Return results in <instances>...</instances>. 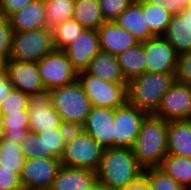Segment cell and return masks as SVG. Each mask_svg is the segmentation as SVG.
Instances as JSON below:
<instances>
[{
  "mask_svg": "<svg viewBox=\"0 0 191 190\" xmlns=\"http://www.w3.org/2000/svg\"><path fill=\"white\" fill-rule=\"evenodd\" d=\"M144 174L131 148H104L98 170L97 182L108 190H120Z\"/></svg>",
  "mask_w": 191,
  "mask_h": 190,
  "instance_id": "cell-1",
  "label": "cell"
},
{
  "mask_svg": "<svg viewBox=\"0 0 191 190\" xmlns=\"http://www.w3.org/2000/svg\"><path fill=\"white\" fill-rule=\"evenodd\" d=\"M168 121L148 114L141 125L132 151L138 163L144 168L158 167L168 154Z\"/></svg>",
  "mask_w": 191,
  "mask_h": 190,
  "instance_id": "cell-2",
  "label": "cell"
},
{
  "mask_svg": "<svg viewBox=\"0 0 191 190\" xmlns=\"http://www.w3.org/2000/svg\"><path fill=\"white\" fill-rule=\"evenodd\" d=\"M175 81V74L145 72L127 83V101L148 114H154Z\"/></svg>",
  "mask_w": 191,
  "mask_h": 190,
  "instance_id": "cell-3",
  "label": "cell"
},
{
  "mask_svg": "<svg viewBox=\"0 0 191 190\" xmlns=\"http://www.w3.org/2000/svg\"><path fill=\"white\" fill-rule=\"evenodd\" d=\"M49 94L53 107L64 122L84 125L92 105L78 80L50 89Z\"/></svg>",
  "mask_w": 191,
  "mask_h": 190,
  "instance_id": "cell-4",
  "label": "cell"
},
{
  "mask_svg": "<svg viewBox=\"0 0 191 190\" xmlns=\"http://www.w3.org/2000/svg\"><path fill=\"white\" fill-rule=\"evenodd\" d=\"M54 49L52 29L13 32L9 59L37 63Z\"/></svg>",
  "mask_w": 191,
  "mask_h": 190,
  "instance_id": "cell-5",
  "label": "cell"
},
{
  "mask_svg": "<svg viewBox=\"0 0 191 190\" xmlns=\"http://www.w3.org/2000/svg\"><path fill=\"white\" fill-rule=\"evenodd\" d=\"M77 80L93 107L116 109L127 100V84L107 82L87 70L79 72Z\"/></svg>",
  "mask_w": 191,
  "mask_h": 190,
  "instance_id": "cell-6",
  "label": "cell"
},
{
  "mask_svg": "<svg viewBox=\"0 0 191 190\" xmlns=\"http://www.w3.org/2000/svg\"><path fill=\"white\" fill-rule=\"evenodd\" d=\"M103 150L104 148L93 137L83 131L65 145L60 165L96 172L100 166Z\"/></svg>",
  "mask_w": 191,
  "mask_h": 190,
  "instance_id": "cell-7",
  "label": "cell"
},
{
  "mask_svg": "<svg viewBox=\"0 0 191 190\" xmlns=\"http://www.w3.org/2000/svg\"><path fill=\"white\" fill-rule=\"evenodd\" d=\"M37 64L45 90L64 86L77 80L78 73L72 67L64 50L54 49Z\"/></svg>",
  "mask_w": 191,
  "mask_h": 190,
  "instance_id": "cell-8",
  "label": "cell"
},
{
  "mask_svg": "<svg viewBox=\"0 0 191 190\" xmlns=\"http://www.w3.org/2000/svg\"><path fill=\"white\" fill-rule=\"evenodd\" d=\"M147 115L127 100L114 109L113 147L132 148Z\"/></svg>",
  "mask_w": 191,
  "mask_h": 190,
  "instance_id": "cell-9",
  "label": "cell"
},
{
  "mask_svg": "<svg viewBox=\"0 0 191 190\" xmlns=\"http://www.w3.org/2000/svg\"><path fill=\"white\" fill-rule=\"evenodd\" d=\"M60 166V159L56 157L25 159L19 175L22 188H51Z\"/></svg>",
  "mask_w": 191,
  "mask_h": 190,
  "instance_id": "cell-10",
  "label": "cell"
},
{
  "mask_svg": "<svg viewBox=\"0 0 191 190\" xmlns=\"http://www.w3.org/2000/svg\"><path fill=\"white\" fill-rule=\"evenodd\" d=\"M154 115L168 122L191 120V85L175 81Z\"/></svg>",
  "mask_w": 191,
  "mask_h": 190,
  "instance_id": "cell-11",
  "label": "cell"
},
{
  "mask_svg": "<svg viewBox=\"0 0 191 190\" xmlns=\"http://www.w3.org/2000/svg\"><path fill=\"white\" fill-rule=\"evenodd\" d=\"M146 57V72L175 74L178 54L163 36L142 42Z\"/></svg>",
  "mask_w": 191,
  "mask_h": 190,
  "instance_id": "cell-12",
  "label": "cell"
},
{
  "mask_svg": "<svg viewBox=\"0 0 191 190\" xmlns=\"http://www.w3.org/2000/svg\"><path fill=\"white\" fill-rule=\"evenodd\" d=\"M28 111L29 129L33 133L59 128L63 122L61 116L56 112L51 103L49 90L30 95Z\"/></svg>",
  "mask_w": 191,
  "mask_h": 190,
  "instance_id": "cell-13",
  "label": "cell"
},
{
  "mask_svg": "<svg viewBox=\"0 0 191 190\" xmlns=\"http://www.w3.org/2000/svg\"><path fill=\"white\" fill-rule=\"evenodd\" d=\"M6 75L13 89L24 94L30 96L45 91L37 63L8 59Z\"/></svg>",
  "mask_w": 191,
  "mask_h": 190,
  "instance_id": "cell-14",
  "label": "cell"
},
{
  "mask_svg": "<svg viewBox=\"0 0 191 190\" xmlns=\"http://www.w3.org/2000/svg\"><path fill=\"white\" fill-rule=\"evenodd\" d=\"M64 51L77 73L86 71L90 62L100 51L97 30L85 29Z\"/></svg>",
  "mask_w": 191,
  "mask_h": 190,
  "instance_id": "cell-15",
  "label": "cell"
},
{
  "mask_svg": "<svg viewBox=\"0 0 191 190\" xmlns=\"http://www.w3.org/2000/svg\"><path fill=\"white\" fill-rule=\"evenodd\" d=\"M114 109L91 107L83 125L84 131L93 137L103 148L113 147Z\"/></svg>",
  "mask_w": 191,
  "mask_h": 190,
  "instance_id": "cell-16",
  "label": "cell"
},
{
  "mask_svg": "<svg viewBox=\"0 0 191 190\" xmlns=\"http://www.w3.org/2000/svg\"><path fill=\"white\" fill-rule=\"evenodd\" d=\"M100 50L114 55L124 52L139 42L126 29L120 27L114 21H105L97 29Z\"/></svg>",
  "mask_w": 191,
  "mask_h": 190,
  "instance_id": "cell-17",
  "label": "cell"
},
{
  "mask_svg": "<svg viewBox=\"0 0 191 190\" xmlns=\"http://www.w3.org/2000/svg\"><path fill=\"white\" fill-rule=\"evenodd\" d=\"M13 32L32 31L47 27L44 0L28 3L8 18Z\"/></svg>",
  "mask_w": 191,
  "mask_h": 190,
  "instance_id": "cell-18",
  "label": "cell"
},
{
  "mask_svg": "<svg viewBox=\"0 0 191 190\" xmlns=\"http://www.w3.org/2000/svg\"><path fill=\"white\" fill-rule=\"evenodd\" d=\"M96 181V172L93 170L60 166L51 189L89 190Z\"/></svg>",
  "mask_w": 191,
  "mask_h": 190,
  "instance_id": "cell-19",
  "label": "cell"
},
{
  "mask_svg": "<svg viewBox=\"0 0 191 190\" xmlns=\"http://www.w3.org/2000/svg\"><path fill=\"white\" fill-rule=\"evenodd\" d=\"M120 27L129 31L139 42L154 37L142 10V2L135 0L115 20Z\"/></svg>",
  "mask_w": 191,
  "mask_h": 190,
  "instance_id": "cell-20",
  "label": "cell"
},
{
  "mask_svg": "<svg viewBox=\"0 0 191 190\" xmlns=\"http://www.w3.org/2000/svg\"><path fill=\"white\" fill-rule=\"evenodd\" d=\"M168 153L191 158V120L168 122Z\"/></svg>",
  "mask_w": 191,
  "mask_h": 190,
  "instance_id": "cell-21",
  "label": "cell"
},
{
  "mask_svg": "<svg viewBox=\"0 0 191 190\" xmlns=\"http://www.w3.org/2000/svg\"><path fill=\"white\" fill-rule=\"evenodd\" d=\"M87 71L110 83H128L122 75L117 55L108 52L100 50L90 62Z\"/></svg>",
  "mask_w": 191,
  "mask_h": 190,
  "instance_id": "cell-22",
  "label": "cell"
},
{
  "mask_svg": "<svg viewBox=\"0 0 191 190\" xmlns=\"http://www.w3.org/2000/svg\"><path fill=\"white\" fill-rule=\"evenodd\" d=\"M117 59L127 82L146 72V57L142 43L121 52Z\"/></svg>",
  "mask_w": 191,
  "mask_h": 190,
  "instance_id": "cell-23",
  "label": "cell"
},
{
  "mask_svg": "<svg viewBox=\"0 0 191 190\" xmlns=\"http://www.w3.org/2000/svg\"><path fill=\"white\" fill-rule=\"evenodd\" d=\"M185 190H191V158L167 154L158 166Z\"/></svg>",
  "mask_w": 191,
  "mask_h": 190,
  "instance_id": "cell-24",
  "label": "cell"
},
{
  "mask_svg": "<svg viewBox=\"0 0 191 190\" xmlns=\"http://www.w3.org/2000/svg\"><path fill=\"white\" fill-rule=\"evenodd\" d=\"M1 115L4 127L3 138L20 144L30 131L28 109H22Z\"/></svg>",
  "mask_w": 191,
  "mask_h": 190,
  "instance_id": "cell-25",
  "label": "cell"
},
{
  "mask_svg": "<svg viewBox=\"0 0 191 190\" xmlns=\"http://www.w3.org/2000/svg\"><path fill=\"white\" fill-rule=\"evenodd\" d=\"M163 37L178 55L191 51V29L178 14L173 15Z\"/></svg>",
  "mask_w": 191,
  "mask_h": 190,
  "instance_id": "cell-26",
  "label": "cell"
},
{
  "mask_svg": "<svg viewBox=\"0 0 191 190\" xmlns=\"http://www.w3.org/2000/svg\"><path fill=\"white\" fill-rule=\"evenodd\" d=\"M73 19L85 29L93 30L105 22L98 0H74Z\"/></svg>",
  "mask_w": 191,
  "mask_h": 190,
  "instance_id": "cell-27",
  "label": "cell"
},
{
  "mask_svg": "<svg viewBox=\"0 0 191 190\" xmlns=\"http://www.w3.org/2000/svg\"><path fill=\"white\" fill-rule=\"evenodd\" d=\"M24 160L25 157L20 144L5 140L3 137L0 139V166L3 169L12 170L20 175Z\"/></svg>",
  "mask_w": 191,
  "mask_h": 190,
  "instance_id": "cell-28",
  "label": "cell"
},
{
  "mask_svg": "<svg viewBox=\"0 0 191 190\" xmlns=\"http://www.w3.org/2000/svg\"><path fill=\"white\" fill-rule=\"evenodd\" d=\"M144 17L155 36H163L173 17L162 5L142 3Z\"/></svg>",
  "mask_w": 191,
  "mask_h": 190,
  "instance_id": "cell-29",
  "label": "cell"
},
{
  "mask_svg": "<svg viewBox=\"0 0 191 190\" xmlns=\"http://www.w3.org/2000/svg\"><path fill=\"white\" fill-rule=\"evenodd\" d=\"M47 18V28L54 29L65 20L72 19L74 0H44Z\"/></svg>",
  "mask_w": 191,
  "mask_h": 190,
  "instance_id": "cell-30",
  "label": "cell"
},
{
  "mask_svg": "<svg viewBox=\"0 0 191 190\" xmlns=\"http://www.w3.org/2000/svg\"><path fill=\"white\" fill-rule=\"evenodd\" d=\"M84 30L85 28L73 18L58 24L52 29L55 49L64 50L73 43Z\"/></svg>",
  "mask_w": 191,
  "mask_h": 190,
  "instance_id": "cell-31",
  "label": "cell"
},
{
  "mask_svg": "<svg viewBox=\"0 0 191 190\" xmlns=\"http://www.w3.org/2000/svg\"><path fill=\"white\" fill-rule=\"evenodd\" d=\"M37 134L43 140L44 157H56L60 159L66 144L60 135L59 128L42 130Z\"/></svg>",
  "mask_w": 191,
  "mask_h": 190,
  "instance_id": "cell-32",
  "label": "cell"
},
{
  "mask_svg": "<svg viewBox=\"0 0 191 190\" xmlns=\"http://www.w3.org/2000/svg\"><path fill=\"white\" fill-rule=\"evenodd\" d=\"M148 181L152 185V190H185L171 176L165 174L158 167L144 169Z\"/></svg>",
  "mask_w": 191,
  "mask_h": 190,
  "instance_id": "cell-33",
  "label": "cell"
},
{
  "mask_svg": "<svg viewBox=\"0 0 191 190\" xmlns=\"http://www.w3.org/2000/svg\"><path fill=\"white\" fill-rule=\"evenodd\" d=\"M29 95L13 89L0 103V113L6 114L22 109H28Z\"/></svg>",
  "mask_w": 191,
  "mask_h": 190,
  "instance_id": "cell-34",
  "label": "cell"
},
{
  "mask_svg": "<svg viewBox=\"0 0 191 190\" xmlns=\"http://www.w3.org/2000/svg\"><path fill=\"white\" fill-rule=\"evenodd\" d=\"M25 159L44 157L43 140L37 133L28 132L25 138L20 143Z\"/></svg>",
  "mask_w": 191,
  "mask_h": 190,
  "instance_id": "cell-35",
  "label": "cell"
},
{
  "mask_svg": "<svg viewBox=\"0 0 191 190\" xmlns=\"http://www.w3.org/2000/svg\"><path fill=\"white\" fill-rule=\"evenodd\" d=\"M105 21H114L135 0H98Z\"/></svg>",
  "mask_w": 191,
  "mask_h": 190,
  "instance_id": "cell-36",
  "label": "cell"
},
{
  "mask_svg": "<svg viewBox=\"0 0 191 190\" xmlns=\"http://www.w3.org/2000/svg\"><path fill=\"white\" fill-rule=\"evenodd\" d=\"M176 81L191 85V51L178 55Z\"/></svg>",
  "mask_w": 191,
  "mask_h": 190,
  "instance_id": "cell-37",
  "label": "cell"
},
{
  "mask_svg": "<svg viewBox=\"0 0 191 190\" xmlns=\"http://www.w3.org/2000/svg\"><path fill=\"white\" fill-rule=\"evenodd\" d=\"M22 185L19 175L0 166V190H19Z\"/></svg>",
  "mask_w": 191,
  "mask_h": 190,
  "instance_id": "cell-38",
  "label": "cell"
},
{
  "mask_svg": "<svg viewBox=\"0 0 191 190\" xmlns=\"http://www.w3.org/2000/svg\"><path fill=\"white\" fill-rule=\"evenodd\" d=\"M142 3L162 5L169 13L176 15L189 5L190 0H138Z\"/></svg>",
  "mask_w": 191,
  "mask_h": 190,
  "instance_id": "cell-39",
  "label": "cell"
},
{
  "mask_svg": "<svg viewBox=\"0 0 191 190\" xmlns=\"http://www.w3.org/2000/svg\"><path fill=\"white\" fill-rule=\"evenodd\" d=\"M59 131L65 144H67L75 137H77L80 133H82L84 131V128L82 124L63 121L62 124L59 126Z\"/></svg>",
  "mask_w": 191,
  "mask_h": 190,
  "instance_id": "cell-40",
  "label": "cell"
},
{
  "mask_svg": "<svg viewBox=\"0 0 191 190\" xmlns=\"http://www.w3.org/2000/svg\"><path fill=\"white\" fill-rule=\"evenodd\" d=\"M36 0H0V10L7 19L30 2Z\"/></svg>",
  "mask_w": 191,
  "mask_h": 190,
  "instance_id": "cell-41",
  "label": "cell"
},
{
  "mask_svg": "<svg viewBox=\"0 0 191 190\" xmlns=\"http://www.w3.org/2000/svg\"><path fill=\"white\" fill-rule=\"evenodd\" d=\"M13 33H0V57L9 58Z\"/></svg>",
  "mask_w": 191,
  "mask_h": 190,
  "instance_id": "cell-42",
  "label": "cell"
},
{
  "mask_svg": "<svg viewBox=\"0 0 191 190\" xmlns=\"http://www.w3.org/2000/svg\"><path fill=\"white\" fill-rule=\"evenodd\" d=\"M120 190H152V185L148 181L146 175L143 174L136 181H133Z\"/></svg>",
  "mask_w": 191,
  "mask_h": 190,
  "instance_id": "cell-43",
  "label": "cell"
},
{
  "mask_svg": "<svg viewBox=\"0 0 191 190\" xmlns=\"http://www.w3.org/2000/svg\"><path fill=\"white\" fill-rule=\"evenodd\" d=\"M13 90L12 84L9 80V77L5 75L0 78V103L2 100L9 95V93Z\"/></svg>",
  "mask_w": 191,
  "mask_h": 190,
  "instance_id": "cell-44",
  "label": "cell"
},
{
  "mask_svg": "<svg viewBox=\"0 0 191 190\" xmlns=\"http://www.w3.org/2000/svg\"><path fill=\"white\" fill-rule=\"evenodd\" d=\"M0 33H13L10 22L0 10Z\"/></svg>",
  "mask_w": 191,
  "mask_h": 190,
  "instance_id": "cell-45",
  "label": "cell"
},
{
  "mask_svg": "<svg viewBox=\"0 0 191 190\" xmlns=\"http://www.w3.org/2000/svg\"><path fill=\"white\" fill-rule=\"evenodd\" d=\"M178 15L185 19L188 27L191 29V8L189 6L185 7Z\"/></svg>",
  "mask_w": 191,
  "mask_h": 190,
  "instance_id": "cell-46",
  "label": "cell"
},
{
  "mask_svg": "<svg viewBox=\"0 0 191 190\" xmlns=\"http://www.w3.org/2000/svg\"><path fill=\"white\" fill-rule=\"evenodd\" d=\"M8 59L9 58L0 57V78L4 77L6 75Z\"/></svg>",
  "mask_w": 191,
  "mask_h": 190,
  "instance_id": "cell-47",
  "label": "cell"
},
{
  "mask_svg": "<svg viewBox=\"0 0 191 190\" xmlns=\"http://www.w3.org/2000/svg\"><path fill=\"white\" fill-rule=\"evenodd\" d=\"M89 190H108V189L96 181Z\"/></svg>",
  "mask_w": 191,
  "mask_h": 190,
  "instance_id": "cell-48",
  "label": "cell"
},
{
  "mask_svg": "<svg viewBox=\"0 0 191 190\" xmlns=\"http://www.w3.org/2000/svg\"><path fill=\"white\" fill-rule=\"evenodd\" d=\"M3 135H4V127L2 123V115L0 113V139L3 137Z\"/></svg>",
  "mask_w": 191,
  "mask_h": 190,
  "instance_id": "cell-49",
  "label": "cell"
},
{
  "mask_svg": "<svg viewBox=\"0 0 191 190\" xmlns=\"http://www.w3.org/2000/svg\"><path fill=\"white\" fill-rule=\"evenodd\" d=\"M23 190H52L51 188H35V189H23Z\"/></svg>",
  "mask_w": 191,
  "mask_h": 190,
  "instance_id": "cell-50",
  "label": "cell"
}]
</instances>
